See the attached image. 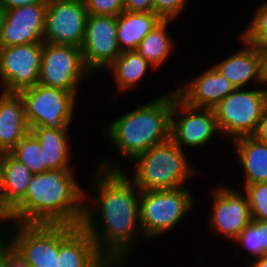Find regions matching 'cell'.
I'll return each instance as SVG.
<instances>
[{
  "label": "cell",
  "instance_id": "31",
  "mask_svg": "<svg viewBox=\"0 0 267 267\" xmlns=\"http://www.w3.org/2000/svg\"><path fill=\"white\" fill-rule=\"evenodd\" d=\"M88 15L118 16L124 11V0H85Z\"/></svg>",
  "mask_w": 267,
  "mask_h": 267
},
{
  "label": "cell",
  "instance_id": "4",
  "mask_svg": "<svg viewBox=\"0 0 267 267\" xmlns=\"http://www.w3.org/2000/svg\"><path fill=\"white\" fill-rule=\"evenodd\" d=\"M188 158L186 152L170 139L151 147L130 162L134 166L132 175L119 160H101L93 168L123 170L139 191L172 190L188 186L186 181L199 175L198 168Z\"/></svg>",
  "mask_w": 267,
  "mask_h": 267
},
{
  "label": "cell",
  "instance_id": "22",
  "mask_svg": "<svg viewBox=\"0 0 267 267\" xmlns=\"http://www.w3.org/2000/svg\"><path fill=\"white\" fill-rule=\"evenodd\" d=\"M30 132L39 141L47 170L75 168L72 166V141L70 130H54L46 127H35ZM71 149V151H70ZM72 162V163H71Z\"/></svg>",
  "mask_w": 267,
  "mask_h": 267
},
{
  "label": "cell",
  "instance_id": "34",
  "mask_svg": "<svg viewBox=\"0 0 267 267\" xmlns=\"http://www.w3.org/2000/svg\"><path fill=\"white\" fill-rule=\"evenodd\" d=\"M14 253V248L4 236H0V267H8L9 257Z\"/></svg>",
  "mask_w": 267,
  "mask_h": 267
},
{
  "label": "cell",
  "instance_id": "29",
  "mask_svg": "<svg viewBox=\"0 0 267 267\" xmlns=\"http://www.w3.org/2000/svg\"><path fill=\"white\" fill-rule=\"evenodd\" d=\"M247 195L251 218L267 220V182H257L241 188Z\"/></svg>",
  "mask_w": 267,
  "mask_h": 267
},
{
  "label": "cell",
  "instance_id": "14",
  "mask_svg": "<svg viewBox=\"0 0 267 267\" xmlns=\"http://www.w3.org/2000/svg\"><path fill=\"white\" fill-rule=\"evenodd\" d=\"M4 237L23 261H47L58 257L59 225L11 223Z\"/></svg>",
  "mask_w": 267,
  "mask_h": 267
},
{
  "label": "cell",
  "instance_id": "9",
  "mask_svg": "<svg viewBox=\"0 0 267 267\" xmlns=\"http://www.w3.org/2000/svg\"><path fill=\"white\" fill-rule=\"evenodd\" d=\"M218 137L222 138L214 110L186 104L173 89L170 139L184 151H201Z\"/></svg>",
  "mask_w": 267,
  "mask_h": 267
},
{
  "label": "cell",
  "instance_id": "28",
  "mask_svg": "<svg viewBox=\"0 0 267 267\" xmlns=\"http://www.w3.org/2000/svg\"><path fill=\"white\" fill-rule=\"evenodd\" d=\"M255 10L253 18L239 35L256 47H267V0L258 4Z\"/></svg>",
  "mask_w": 267,
  "mask_h": 267
},
{
  "label": "cell",
  "instance_id": "32",
  "mask_svg": "<svg viewBox=\"0 0 267 267\" xmlns=\"http://www.w3.org/2000/svg\"><path fill=\"white\" fill-rule=\"evenodd\" d=\"M24 262L30 267H63V225H59V253L55 260Z\"/></svg>",
  "mask_w": 267,
  "mask_h": 267
},
{
  "label": "cell",
  "instance_id": "25",
  "mask_svg": "<svg viewBox=\"0 0 267 267\" xmlns=\"http://www.w3.org/2000/svg\"><path fill=\"white\" fill-rule=\"evenodd\" d=\"M170 23L173 24V20H162L144 37L136 49L157 70L163 67L175 52V41L168 30Z\"/></svg>",
  "mask_w": 267,
  "mask_h": 267
},
{
  "label": "cell",
  "instance_id": "11",
  "mask_svg": "<svg viewBox=\"0 0 267 267\" xmlns=\"http://www.w3.org/2000/svg\"><path fill=\"white\" fill-rule=\"evenodd\" d=\"M43 43L0 46V89L19 93L39 82Z\"/></svg>",
  "mask_w": 267,
  "mask_h": 267
},
{
  "label": "cell",
  "instance_id": "36",
  "mask_svg": "<svg viewBox=\"0 0 267 267\" xmlns=\"http://www.w3.org/2000/svg\"><path fill=\"white\" fill-rule=\"evenodd\" d=\"M260 58V78L262 86L267 88V47H257Z\"/></svg>",
  "mask_w": 267,
  "mask_h": 267
},
{
  "label": "cell",
  "instance_id": "23",
  "mask_svg": "<svg viewBox=\"0 0 267 267\" xmlns=\"http://www.w3.org/2000/svg\"><path fill=\"white\" fill-rule=\"evenodd\" d=\"M162 19L154 12L123 11L117 16V43L121 52L136 50Z\"/></svg>",
  "mask_w": 267,
  "mask_h": 267
},
{
  "label": "cell",
  "instance_id": "1",
  "mask_svg": "<svg viewBox=\"0 0 267 267\" xmlns=\"http://www.w3.org/2000/svg\"><path fill=\"white\" fill-rule=\"evenodd\" d=\"M92 170L91 193L84 191L81 227L114 267H132V253L140 237L144 239L139 224L140 191L123 170Z\"/></svg>",
  "mask_w": 267,
  "mask_h": 267
},
{
  "label": "cell",
  "instance_id": "10",
  "mask_svg": "<svg viewBox=\"0 0 267 267\" xmlns=\"http://www.w3.org/2000/svg\"><path fill=\"white\" fill-rule=\"evenodd\" d=\"M213 188L210 189L212 202L207 223L210 230L223 236L228 244L227 241L233 242L252 220L248 198L242 189L223 181Z\"/></svg>",
  "mask_w": 267,
  "mask_h": 267
},
{
  "label": "cell",
  "instance_id": "7",
  "mask_svg": "<svg viewBox=\"0 0 267 267\" xmlns=\"http://www.w3.org/2000/svg\"><path fill=\"white\" fill-rule=\"evenodd\" d=\"M30 129L46 127L54 130H70L77 112V95L58 88L40 84L19 92Z\"/></svg>",
  "mask_w": 267,
  "mask_h": 267
},
{
  "label": "cell",
  "instance_id": "2",
  "mask_svg": "<svg viewBox=\"0 0 267 267\" xmlns=\"http://www.w3.org/2000/svg\"><path fill=\"white\" fill-rule=\"evenodd\" d=\"M74 168L33 174L25 196L8 212L11 223L81 226L84 186Z\"/></svg>",
  "mask_w": 267,
  "mask_h": 267
},
{
  "label": "cell",
  "instance_id": "3",
  "mask_svg": "<svg viewBox=\"0 0 267 267\" xmlns=\"http://www.w3.org/2000/svg\"><path fill=\"white\" fill-rule=\"evenodd\" d=\"M172 103L173 90H169L105 124L103 136L122 163L170 140Z\"/></svg>",
  "mask_w": 267,
  "mask_h": 267
},
{
  "label": "cell",
  "instance_id": "16",
  "mask_svg": "<svg viewBox=\"0 0 267 267\" xmlns=\"http://www.w3.org/2000/svg\"><path fill=\"white\" fill-rule=\"evenodd\" d=\"M236 88L213 66L174 89L177 96L192 107L213 109Z\"/></svg>",
  "mask_w": 267,
  "mask_h": 267
},
{
  "label": "cell",
  "instance_id": "38",
  "mask_svg": "<svg viewBox=\"0 0 267 267\" xmlns=\"http://www.w3.org/2000/svg\"><path fill=\"white\" fill-rule=\"evenodd\" d=\"M10 224H11V222H10V218H9V213L2 206V204L0 202V227H2L0 229V236H4L6 229L9 227Z\"/></svg>",
  "mask_w": 267,
  "mask_h": 267
},
{
  "label": "cell",
  "instance_id": "43",
  "mask_svg": "<svg viewBox=\"0 0 267 267\" xmlns=\"http://www.w3.org/2000/svg\"><path fill=\"white\" fill-rule=\"evenodd\" d=\"M48 1L85 2V0H48Z\"/></svg>",
  "mask_w": 267,
  "mask_h": 267
},
{
  "label": "cell",
  "instance_id": "20",
  "mask_svg": "<svg viewBox=\"0 0 267 267\" xmlns=\"http://www.w3.org/2000/svg\"><path fill=\"white\" fill-rule=\"evenodd\" d=\"M231 144L236 153L238 167L244 175L245 185L267 182V144L259 141L254 136H242L233 139Z\"/></svg>",
  "mask_w": 267,
  "mask_h": 267
},
{
  "label": "cell",
  "instance_id": "19",
  "mask_svg": "<svg viewBox=\"0 0 267 267\" xmlns=\"http://www.w3.org/2000/svg\"><path fill=\"white\" fill-rule=\"evenodd\" d=\"M29 132L24 103L19 93L0 90V151L9 153Z\"/></svg>",
  "mask_w": 267,
  "mask_h": 267
},
{
  "label": "cell",
  "instance_id": "30",
  "mask_svg": "<svg viewBox=\"0 0 267 267\" xmlns=\"http://www.w3.org/2000/svg\"><path fill=\"white\" fill-rule=\"evenodd\" d=\"M188 2V0H153V12L162 20L175 22L185 12Z\"/></svg>",
  "mask_w": 267,
  "mask_h": 267
},
{
  "label": "cell",
  "instance_id": "15",
  "mask_svg": "<svg viewBox=\"0 0 267 267\" xmlns=\"http://www.w3.org/2000/svg\"><path fill=\"white\" fill-rule=\"evenodd\" d=\"M47 3L19 6L5 11L0 46L43 42Z\"/></svg>",
  "mask_w": 267,
  "mask_h": 267
},
{
  "label": "cell",
  "instance_id": "27",
  "mask_svg": "<svg viewBox=\"0 0 267 267\" xmlns=\"http://www.w3.org/2000/svg\"><path fill=\"white\" fill-rule=\"evenodd\" d=\"M9 153L33 174L47 171L42 147L31 132L25 135Z\"/></svg>",
  "mask_w": 267,
  "mask_h": 267
},
{
  "label": "cell",
  "instance_id": "42",
  "mask_svg": "<svg viewBox=\"0 0 267 267\" xmlns=\"http://www.w3.org/2000/svg\"><path fill=\"white\" fill-rule=\"evenodd\" d=\"M4 16H5V11L0 6V35H1V29H2V24H3Z\"/></svg>",
  "mask_w": 267,
  "mask_h": 267
},
{
  "label": "cell",
  "instance_id": "8",
  "mask_svg": "<svg viewBox=\"0 0 267 267\" xmlns=\"http://www.w3.org/2000/svg\"><path fill=\"white\" fill-rule=\"evenodd\" d=\"M94 77L86 68L80 47L43 43L38 84L75 93Z\"/></svg>",
  "mask_w": 267,
  "mask_h": 267
},
{
  "label": "cell",
  "instance_id": "24",
  "mask_svg": "<svg viewBox=\"0 0 267 267\" xmlns=\"http://www.w3.org/2000/svg\"><path fill=\"white\" fill-rule=\"evenodd\" d=\"M33 173L10 153L5 156L0 202L9 212L26 194Z\"/></svg>",
  "mask_w": 267,
  "mask_h": 267
},
{
  "label": "cell",
  "instance_id": "33",
  "mask_svg": "<svg viewBox=\"0 0 267 267\" xmlns=\"http://www.w3.org/2000/svg\"><path fill=\"white\" fill-rule=\"evenodd\" d=\"M124 11L136 13L153 12V0H124Z\"/></svg>",
  "mask_w": 267,
  "mask_h": 267
},
{
  "label": "cell",
  "instance_id": "17",
  "mask_svg": "<svg viewBox=\"0 0 267 267\" xmlns=\"http://www.w3.org/2000/svg\"><path fill=\"white\" fill-rule=\"evenodd\" d=\"M241 48L222 58L214 67L229 80L235 88L262 86L260 58L256 46L238 35ZM254 85V86H253Z\"/></svg>",
  "mask_w": 267,
  "mask_h": 267
},
{
  "label": "cell",
  "instance_id": "37",
  "mask_svg": "<svg viewBox=\"0 0 267 267\" xmlns=\"http://www.w3.org/2000/svg\"><path fill=\"white\" fill-rule=\"evenodd\" d=\"M47 1L48 0H0V6L3 10H7L36 3H47Z\"/></svg>",
  "mask_w": 267,
  "mask_h": 267
},
{
  "label": "cell",
  "instance_id": "26",
  "mask_svg": "<svg viewBox=\"0 0 267 267\" xmlns=\"http://www.w3.org/2000/svg\"><path fill=\"white\" fill-rule=\"evenodd\" d=\"M235 243L241 251H245L244 265L267 255V220L252 219L232 244Z\"/></svg>",
  "mask_w": 267,
  "mask_h": 267
},
{
  "label": "cell",
  "instance_id": "35",
  "mask_svg": "<svg viewBox=\"0 0 267 267\" xmlns=\"http://www.w3.org/2000/svg\"><path fill=\"white\" fill-rule=\"evenodd\" d=\"M259 141L267 144V106L265 107L262 117L258 123L255 133L252 135Z\"/></svg>",
  "mask_w": 267,
  "mask_h": 267
},
{
  "label": "cell",
  "instance_id": "41",
  "mask_svg": "<svg viewBox=\"0 0 267 267\" xmlns=\"http://www.w3.org/2000/svg\"><path fill=\"white\" fill-rule=\"evenodd\" d=\"M6 152L0 151V186L2 183V178H3V171H4V163H5V156Z\"/></svg>",
  "mask_w": 267,
  "mask_h": 267
},
{
  "label": "cell",
  "instance_id": "12",
  "mask_svg": "<svg viewBox=\"0 0 267 267\" xmlns=\"http://www.w3.org/2000/svg\"><path fill=\"white\" fill-rule=\"evenodd\" d=\"M80 49L84 64L93 76L105 72L121 53L117 43V16L88 15Z\"/></svg>",
  "mask_w": 267,
  "mask_h": 267
},
{
  "label": "cell",
  "instance_id": "40",
  "mask_svg": "<svg viewBox=\"0 0 267 267\" xmlns=\"http://www.w3.org/2000/svg\"><path fill=\"white\" fill-rule=\"evenodd\" d=\"M245 267H267V255H264L261 258H257L256 260L251 261Z\"/></svg>",
  "mask_w": 267,
  "mask_h": 267
},
{
  "label": "cell",
  "instance_id": "39",
  "mask_svg": "<svg viewBox=\"0 0 267 267\" xmlns=\"http://www.w3.org/2000/svg\"><path fill=\"white\" fill-rule=\"evenodd\" d=\"M8 267H30L15 252L9 257Z\"/></svg>",
  "mask_w": 267,
  "mask_h": 267
},
{
  "label": "cell",
  "instance_id": "5",
  "mask_svg": "<svg viewBox=\"0 0 267 267\" xmlns=\"http://www.w3.org/2000/svg\"><path fill=\"white\" fill-rule=\"evenodd\" d=\"M191 188L140 191L139 224L146 241L165 236L193 212L197 201Z\"/></svg>",
  "mask_w": 267,
  "mask_h": 267
},
{
  "label": "cell",
  "instance_id": "13",
  "mask_svg": "<svg viewBox=\"0 0 267 267\" xmlns=\"http://www.w3.org/2000/svg\"><path fill=\"white\" fill-rule=\"evenodd\" d=\"M87 17L84 2L47 1L43 42L80 47Z\"/></svg>",
  "mask_w": 267,
  "mask_h": 267
},
{
  "label": "cell",
  "instance_id": "21",
  "mask_svg": "<svg viewBox=\"0 0 267 267\" xmlns=\"http://www.w3.org/2000/svg\"><path fill=\"white\" fill-rule=\"evenodd\" d=\"M106 71L112 75L118 93L124 94L140 86L148 73L158 70L136 50H132L121 52Z\"/></svg>",
  "mask_w": 267,
  "mask_h": 267
},
{
  "label": "cell",
  "instance_id": "18",
  "mask_svg": "<svg viewBox=\"0 0 267 267\" xmlns=\"http://www.w3.org/2000/svg\"><path fill=\"white\" fill-rule=\"evenodd\" d=\"M63 267H114L81 226L63 225Z\"/></svg>",
  "mask_w": 267,
  "mask_h": 267
},
{
  "label": "cell",
  "instance_id": "6",
  "mask_svg": "<svg viewBox=\"0 0 267 267\" xmlns=\"http://www.w3.org/2000/svg\"><path fill=\"white\" fill-rule=\"evenodd\" d=\"M266 106L267 88H236L213 108L222 139L252 136Z\"/></svg>",
  "mask_w": 267,
  "mask_h": 267
}]
</instances>
